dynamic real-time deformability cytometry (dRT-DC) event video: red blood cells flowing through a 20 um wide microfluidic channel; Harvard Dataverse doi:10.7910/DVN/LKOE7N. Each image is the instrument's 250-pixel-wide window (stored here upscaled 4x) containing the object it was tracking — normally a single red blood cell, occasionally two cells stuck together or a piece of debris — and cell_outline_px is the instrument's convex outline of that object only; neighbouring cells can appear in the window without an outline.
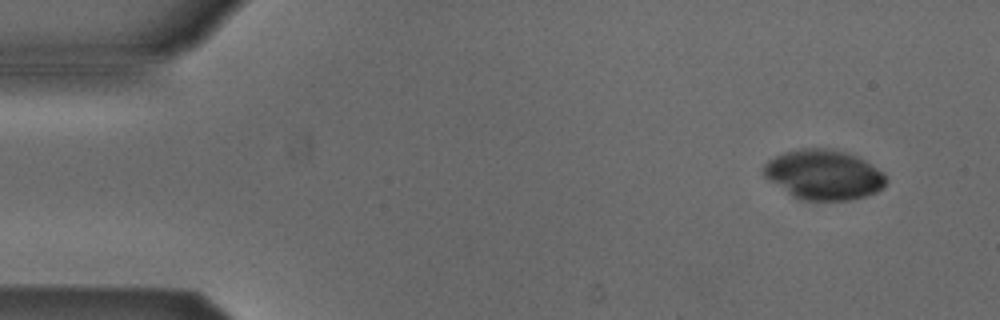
{"species": "Egyptian fruit bat (a non-hibernating species)", "species_latin": "Rousettus aegyptiacus", "temperature_condition": "cold", "stored_images_in_passage": 4, "segment_of_instrument_passage": [2, 2], "camera_frame_rate_fps": 3000, "um_per_image_px": 0.085, "animal": {"sex": "male"}, "frame": {"image": 1, "passage_image": 4, "time_ms": 4.333, "image_size_px": [1000, 320], "cell_outline_px": [[888, 180], [876, 192], [852, 200], [808, 200], [792, 196], [764, 176], [764, 164], [768, 160], [784, 152], [800, 148], [832, 148], [856, 156], [864, 160], [884, 172]], "centroid_in_image_um": [70.02, 14.84], "position_along_channel_um": 15.0, "area_um2": 35.37}}